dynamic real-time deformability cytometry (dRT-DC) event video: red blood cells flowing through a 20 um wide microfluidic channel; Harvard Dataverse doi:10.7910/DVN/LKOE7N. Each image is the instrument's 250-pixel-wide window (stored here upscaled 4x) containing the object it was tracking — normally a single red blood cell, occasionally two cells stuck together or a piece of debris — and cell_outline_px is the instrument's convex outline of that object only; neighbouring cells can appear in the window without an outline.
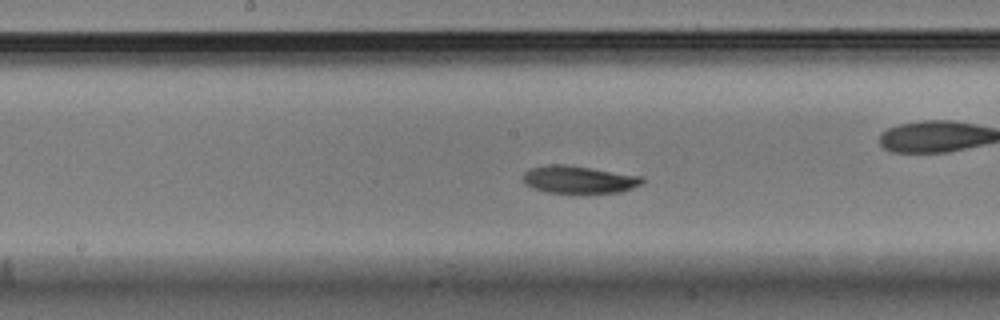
{"species": "Egyptian fruit bat (a non-hibernating species)", "species_latin": "Rousettus aegyptiacus", "temperature_condition": "warm", "stored_images_in_passage": 29, "camera_frame_rate_fps": 3000, "um_per_image_px": 0.085, "animal": {"sex": "male"}, "frame": {"image": 1, "passage_image": 9, "time_ms": 2.667, "image_size_px": [1000, 320], "cell_outline_px": [[644, 180], [640, 184], [632, 188], [620, 192], [548, 192], [532, 188], [524, 184], [524, 172], [528, 168], [548, 164], [564, 164], [644, 176]], "centroid_in_image_um": [49.18, 15.24], "position_along_channel_um": 199.0, "area_um2": 18.96}}